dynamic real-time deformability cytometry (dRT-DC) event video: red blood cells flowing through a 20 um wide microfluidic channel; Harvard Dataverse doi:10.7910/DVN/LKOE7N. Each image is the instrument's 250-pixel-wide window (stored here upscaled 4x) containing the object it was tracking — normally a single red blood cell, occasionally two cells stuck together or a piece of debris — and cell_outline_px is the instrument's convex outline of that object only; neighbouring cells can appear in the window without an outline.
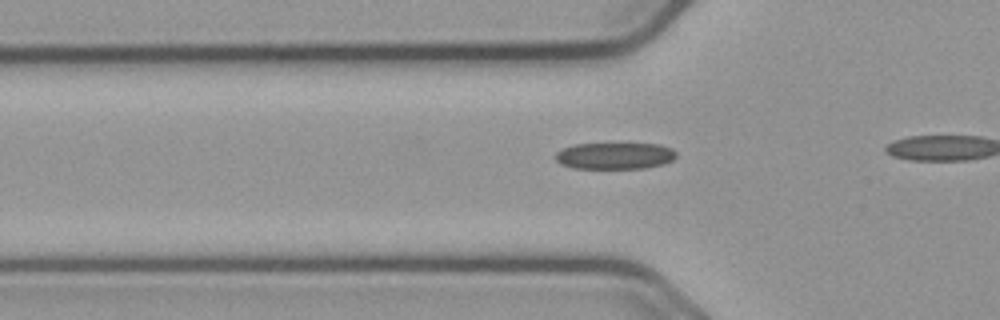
{"species": "common noctule bat (a hibernating species)", "species_latin": "Nyctalus noctula", "temperature_condition": "cold", "stored_images_in_passage": 16, "camera_frame_rate_fps": 3000, "um_per_image_px": 0.085, "animal": {"sex": "male", "body_mass_g": 23.1, "forearm_length_mm": 52.7}, "frame": {"image": 1, "passage_image": 10, "time_ms": 3.0, "image_size_px": [1000, 320], "cell_outline_px": [[676, 156], [672, 160], [664, 164], [644, 168], [572, 168], [560, 164], [556, 160], [556, 152], [564, 148], [576, 144], [660, 144], [672, 148], [676, 152]], "centroid_in_image_um": [52.27, 13.25], "position_along_channel_um": 73.5, "area_um2": 18.67}}
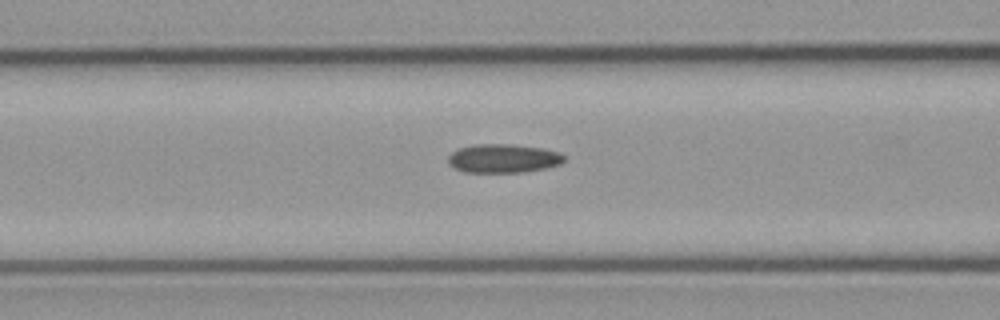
{"frame": {"image": 2, "passage_image": 14, "time_ms": 4.333, "image_size_px": [1000, 320], "cell_outline_px": [[564, 160], [560, 164], [544, 168], [520, 172], [464, 172], [448, 164], [448, 156], [452, 152], [460, 148], [476, 144], [512, 144], [544, 148], [556, 152], [564, 156]], "centroid_in_image_um": [42.75, 13.46], "position_along_channel_um": 123.9, "area_um2": 19.25}}